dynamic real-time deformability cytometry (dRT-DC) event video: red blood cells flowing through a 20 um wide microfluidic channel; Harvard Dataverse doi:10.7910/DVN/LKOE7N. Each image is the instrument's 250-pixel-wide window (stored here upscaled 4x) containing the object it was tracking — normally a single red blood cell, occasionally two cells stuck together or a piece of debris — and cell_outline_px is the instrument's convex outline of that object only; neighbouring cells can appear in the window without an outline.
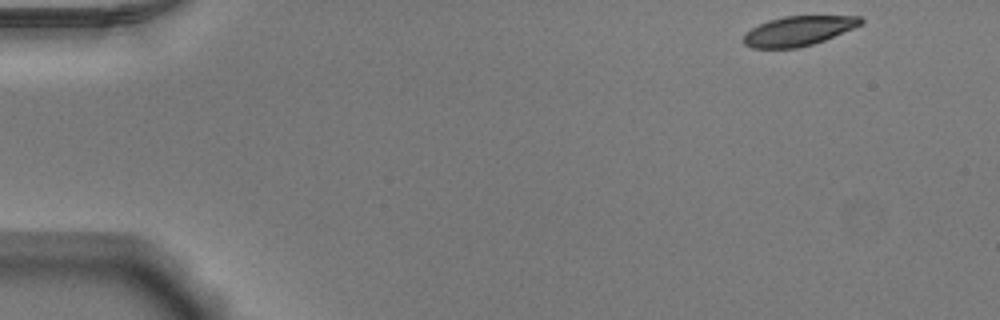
{"species": "Egyptian fruit bat (a non-hibernating species)", "species_latin": "Rousettus aegyptiacus", "temperature_condition": "warm", "stored_images_in_passage": 48, "camera_frame_rate_fps": 3000, "um_per_image_px": 0.085, "animal": {"sex": "male"}, "frame": {"image": 1, "passage_image": 1, "time_ms": 0.0, "image_size_px": [1000, 320], "cell_outline_px": [[864, 20], [860, 24], [852, 28], [824, 40], [812, 44], [796, 48], [752, 48], [744, 44], [740, 40], [752, 28], [768, 20], [784, 16], [860, 16]], "centroid_in_image_um": [67.82, 2.63], "position_along_channel_um": 17.2, "area_um2": 20.0}}
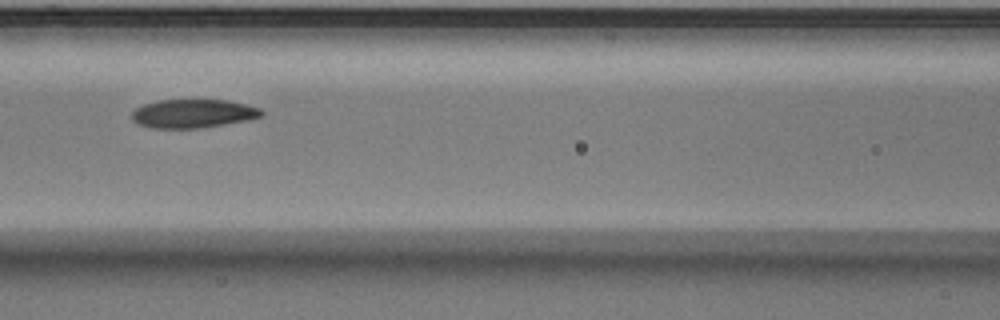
{"frame": {"image": 2, "passage_image": 20, "time_ms": 6.333, "image_size_px": [1000, 320], "cell_outline_px": [[264, 116], [248, 120], [200, 128], [152, 128], [136, 124], [132, 120], [132, 112], [136, 108], [144, 104], [160, 100], [228, 100], [260, 108], [264, 112]], "centroid_in_image_um": [16.41, 9.66], "position_along_channel_um": 150.2, "area_um2": 21.68}}
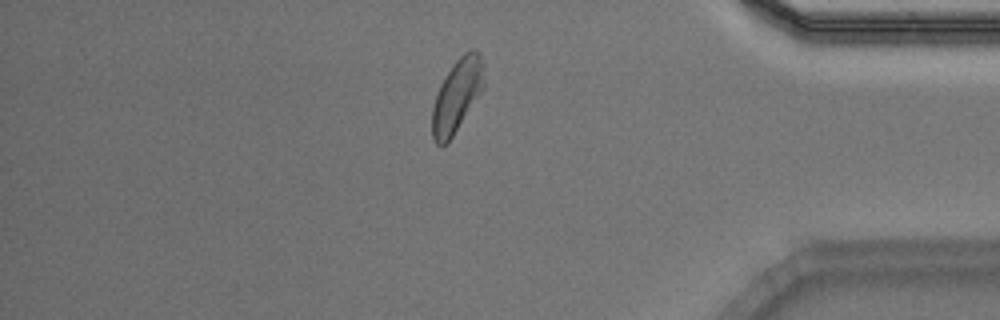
{"frame": {"image": 3, "passage_image": 41, "time_ms": 13.333, "image_size_px": [1000, 320], "cell_outline_px": [[484, 88], [448, 144], [440, 148], [432, 140], [432, 108], [436, 92], [440, 84], [452, 64], [464, 52], [476, 48], [480, 52], [484, 60]], "centroid_in_image_um": [38.84, 8.13], "position_along_channel_um": 396.4, "area_um2": 22.66}, "authors_computed_cell_mechanics": {"area_um2": 21.9351, "velocity_mm_per_s": 3.8907, "shape_relaxation_time_tau1_ms": 6.7282, "shape_relaxation_time_tau2_ms": 3.3808, "deformation_change_tau1": 0.1802, "deformation_change_tau2": 0.0894}}